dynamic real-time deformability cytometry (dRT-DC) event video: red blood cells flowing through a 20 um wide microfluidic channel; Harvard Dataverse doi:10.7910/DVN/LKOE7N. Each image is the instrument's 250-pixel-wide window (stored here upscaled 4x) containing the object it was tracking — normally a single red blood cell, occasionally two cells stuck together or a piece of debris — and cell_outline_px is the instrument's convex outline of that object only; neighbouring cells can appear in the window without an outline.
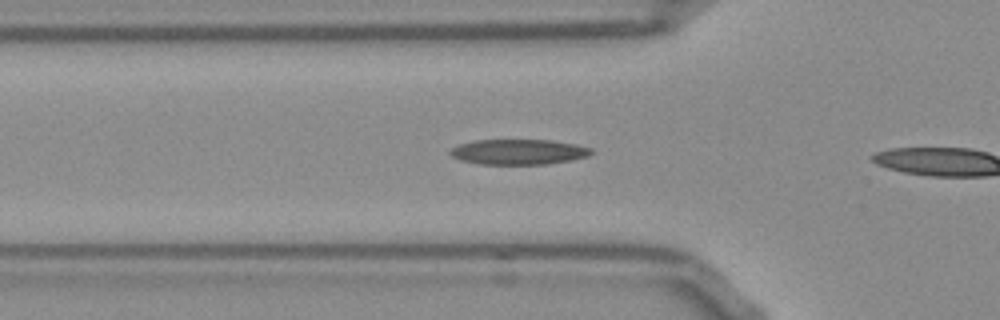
{"species": "Egyptian fruit bat (a non-hibernating species)", "species_latin": "Rousettus aegyptiacus", "temperature_condition": "room temperature", "stored_images_in_passage": 8, "camera_frame_rate_fps": 3000, "um_per_image_px": 0.085, "frame": {"image": 1, "passage_image": 6, "time_ms": 1.667, "image_size_px": [1000, 320], "cell_outline_px": [[592, 152], [588, 156], [572, 160], [544, 164], [480, 164], [460, 160], [452, 156], [448, 152], [452, 148], [460, 144], [472, 140], [552, 140], [576, 144], [592, 148]], "centroid_in_image_um": [44.07, 12.9], "position_along_channel_um": 81.7, "area_um2": 20.81}}